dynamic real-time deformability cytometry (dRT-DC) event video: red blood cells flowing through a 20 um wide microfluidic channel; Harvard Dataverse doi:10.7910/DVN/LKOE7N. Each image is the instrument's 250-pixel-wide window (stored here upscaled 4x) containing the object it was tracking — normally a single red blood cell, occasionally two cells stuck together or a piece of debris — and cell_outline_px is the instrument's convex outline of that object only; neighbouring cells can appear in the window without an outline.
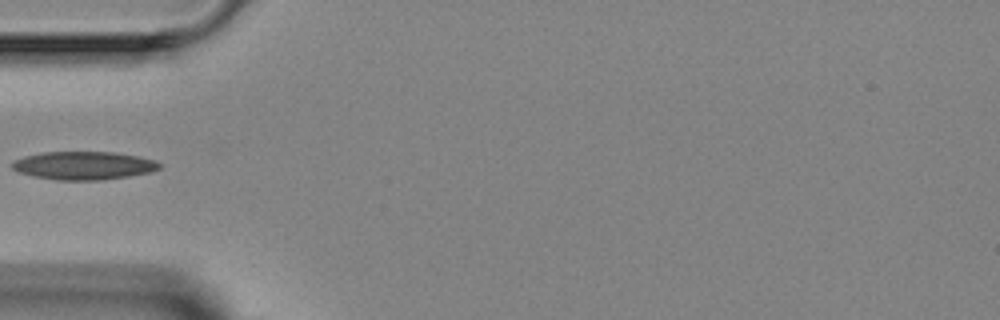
{"species": "Egyptian fruit bat (a non-hibernating species)", "species_latin": "Rousettus aegyptiacus", "temperature_condition": "room temperature", "stored_images_in_passage": 5, "camera_frame_rate_fps": 3000, "um_per_image_px": 0.085, "animal": {"sex": "female"}, "frame": {"image": 1, "passage_image": 4, "time_ms": 4.667, "image_size_px": [1000, 320], "cell_outline_px": [[160, 168], [152, 172], [128, 176], [100, 180], [56, 180], [32, 176], [20, 172], [12, 168], [12, 164], [16, 160], [24, 156], [44, 152], [116, 152], [136, 156], [152, 160], [160, 164]], "centroid_in_image_um": [7.11, 14.07], "position_along_channel_um": 77.9, "area_um2": 23.99}}
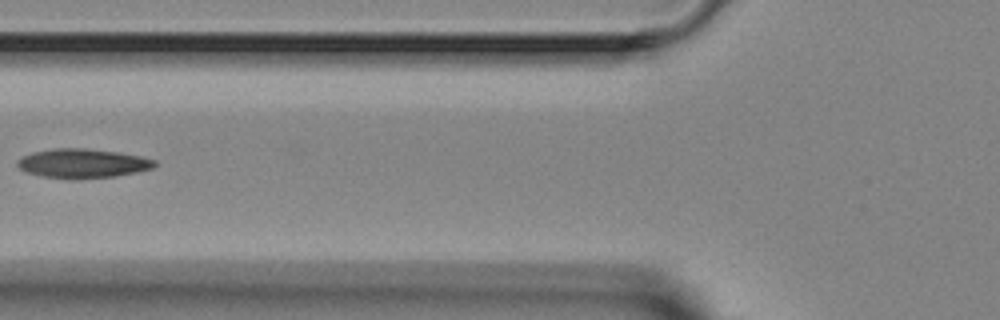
{"frame": {"image": 2, "passage_image": 5, "time_ms": 5.667, "image_size_px": [1000, 320], "cell_outline_px": [[156, 164], [152, 168], [136, 172], [116, 176], [72, 180], [40, 176], [24, 172], [16, 164], [16, 160], [32, 152], [52, 148], [84, 148], [116, 152], [140, 156], [156, 160]], "centroid_in_image_um": [6.97, 13.9], "position_along_channel_um": 118.8, "area_um2": 23.58}}